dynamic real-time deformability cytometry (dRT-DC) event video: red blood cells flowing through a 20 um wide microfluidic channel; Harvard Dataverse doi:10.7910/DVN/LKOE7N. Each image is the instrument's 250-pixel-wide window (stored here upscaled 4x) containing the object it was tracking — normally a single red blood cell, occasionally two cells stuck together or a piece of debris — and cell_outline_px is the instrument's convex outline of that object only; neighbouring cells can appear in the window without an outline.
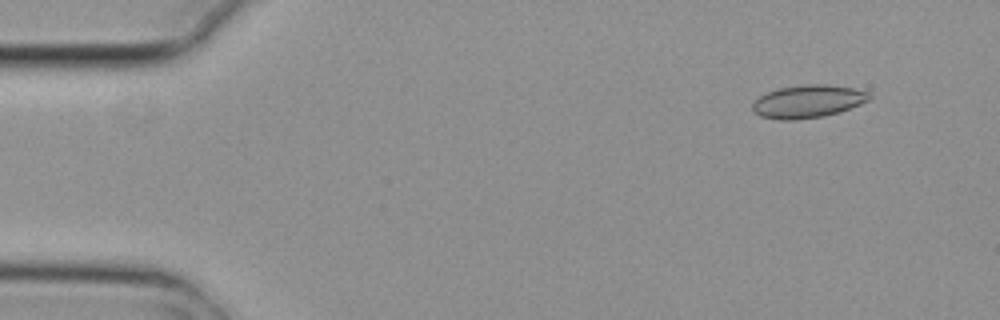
{"species": "common noctule bat (a hibernating species)", "species_latin": "Nyctalus noctula", "temperature_condition": "cold", "stored_images_in_passage": 3, "camera_frame_rate_fps": 3000, "um_per_image_px": 0.085, "animal": {"sex": "female", "body_mass_g": 29.2, "forearm_length_mm": 56.3}, "frame": {"image": 1, "passage_image": 3, "time_ms": 0.667, "image_size_px": [1000, 320], "cell_outline_px": [[872, 96], [868, 100], [860, 104], [824, 116], [792, 120], [780, 120], [760, 116], [752, 112], [752, 104], [760, 96], [776, 88], [808, 84], [824, 84], [852, 88], [868, 92]], "centroid_in_image_um": [68.62, 8.62], "position_along_channel_um": 16.4, "area_um2": 22.14}}